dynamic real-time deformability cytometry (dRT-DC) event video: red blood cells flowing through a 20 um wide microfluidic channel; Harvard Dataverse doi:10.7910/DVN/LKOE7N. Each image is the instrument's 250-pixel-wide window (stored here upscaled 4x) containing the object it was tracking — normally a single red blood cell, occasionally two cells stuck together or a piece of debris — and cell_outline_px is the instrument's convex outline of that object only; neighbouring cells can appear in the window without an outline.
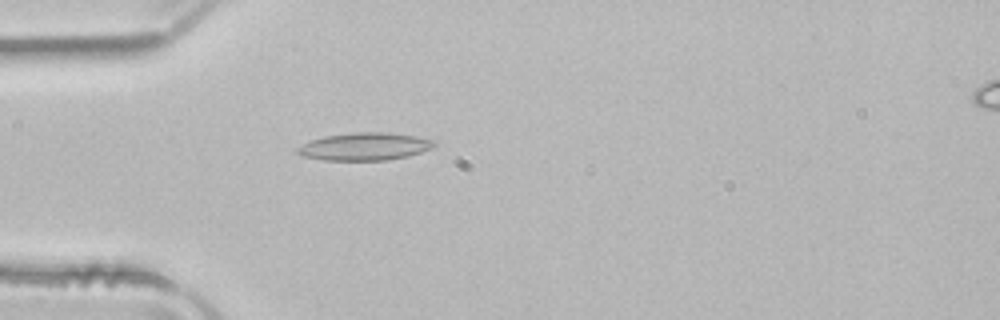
{"species": "common noctule bat (a hibernating species)", "species_latin": "Nyctalus noctula", "temperature_condition": "room temperature", "stored_images_in_passage": 39, "camera_frame_rate_fps": 3000, "um_per_image_px": 0.085, "animal": {"sex": "male", "body_mass_g": 21.5, "forearm_length_mm": 52.0}, "frame": {"image": 1, "passage_image": 3, "time_ms": 0.667, "image_size_px": [1000, 320], "cell_outline_px": [[436, 144], [432, 148], [408, 156], [384, 160], [324, 160], [300, 156], [296, 152], [296, 148], [312, 140], [324, 136], [352, 132], [384, 132], [416, 136], [436, 140]], "centroid_in_image_um": [30.99, 12.45], "position_along_channel_um": 54.0, "area_um2": 22.02}}
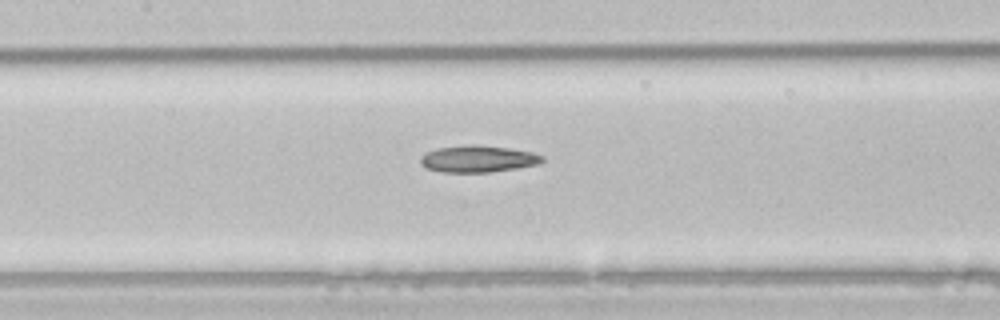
{"frame": {"image": 2, "passage_image": 12, "time_ms": 3.667, "image_size_px": [1000, 320], "cell_outline_px": [[544, 160], [540, 164], [516, 168], [488, 172], [440, 172], [424, 168], [420, 164], [420, 156], [436, 148], [468, 144], [476, 144], [512, 148], [532, 152], [544, 156]], "centroid_in_image_um": [40.62, 13.49], "position_along_channel_um": 166.8, "area_um2": 19.31}}
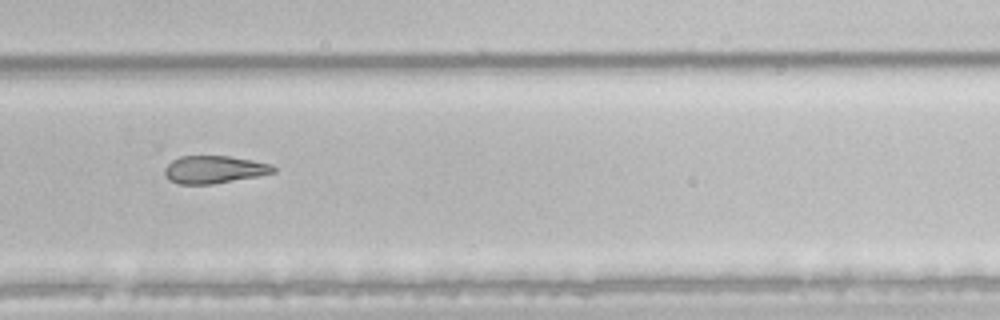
{"frame": {"image": 3, "passage_image": 23, "time_ms": 7.333, "image_size_px": [1000, 320], "cell_outline_px": [[276, 172], [256, 176], [212, 184], [180, 184], [168, 180], [164, 176], [164, 168], [172, 160], [180, 156], [228, 156], [252, 160], [272, 164], [276, 168]], "centroid_in_image_um": [18.17, 14.41], "position_along_channel_um": 311.6, "area_um2": 17.51}, "authors_computed_cell_mechanics": {"area_um2": 19.3052, "velocity_mm_per_s": 3.973, "shape_relaxation_time_tau1_ms": null, "shape_relaxation_time_tau2_ms": 6.1832, "deformation_change_tau1": null, "deformation_change_tau2": 0.1574}}